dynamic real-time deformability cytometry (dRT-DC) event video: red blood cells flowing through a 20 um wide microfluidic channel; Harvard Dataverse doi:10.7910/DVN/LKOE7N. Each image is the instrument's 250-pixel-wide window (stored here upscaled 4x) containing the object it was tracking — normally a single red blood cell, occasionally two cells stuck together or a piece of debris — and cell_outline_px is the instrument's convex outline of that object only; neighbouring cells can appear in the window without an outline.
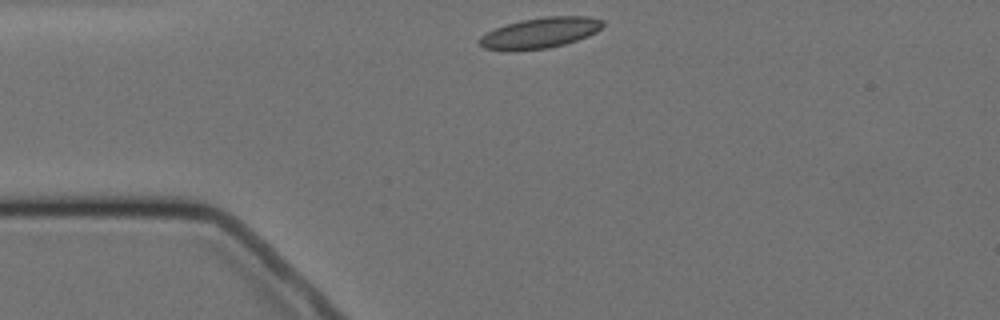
{"species": "Egyptian fruit bat (a non-hibernating species)", "species_latin": "Rousettus aegyptiacus", "temperature_condition": "cold", "stored_images_in_passage": 2, "camera_frame_rate_fps": 3000, "um_per_image_px": 0.085, "animal": {"sex": "female"}, "frame": {"image": 1, "passage_image": 1, "time_ms": 0.0, "image_size_px": [1000, 320], "cell_outline_px": [[604, 24], [596, 32], [588, 36], [564, 44], [548, 48], [508, 52], [484, 48], [476, 40], [480, 36], [504, 24], [520, 20], [548, 16], [588, 16], [604, 20]], "centroid_in_image_um": [45.87, 2.8], "position_along_channel_um": 39.1, "area_um2": 22.31}}